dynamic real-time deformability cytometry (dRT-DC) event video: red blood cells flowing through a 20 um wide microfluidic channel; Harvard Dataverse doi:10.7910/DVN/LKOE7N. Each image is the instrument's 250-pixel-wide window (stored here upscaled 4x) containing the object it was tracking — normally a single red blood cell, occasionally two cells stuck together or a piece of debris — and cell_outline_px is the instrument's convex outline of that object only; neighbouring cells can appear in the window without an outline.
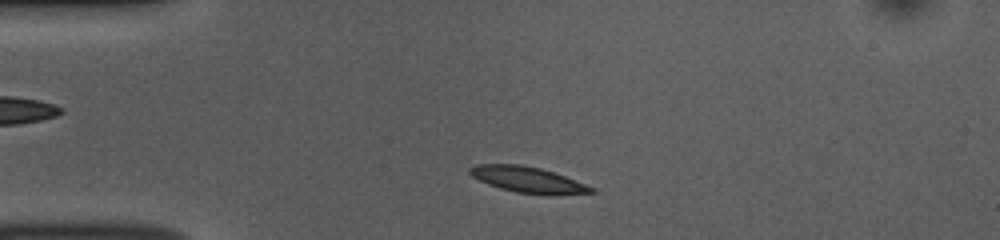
{"species": "common noctule bat (a hibernating species)", "species_latin": "Nyctalus noctula", "temperature_condition": "room temperature", "stored_images_in_passage": 44, "camera_frame_rate_fps": 3000, "um_per_image_px": 0.085, "animal": {"sex": "female", "body_mass_g": 10.0, "forearm_length_mm": 53.1}, "frame": {"image": 1, "passage_image": 4, "time_ms": 1.0, "image_size_px": [1000, 240], "cell_outline_px": [[596, 192], [556, 196], [548, 196], [516, 192], [500, 188], [488, 184], [472, 176], [468, 172], [468, 168], [476, 164], [520, 164], [540, 168], [564, 176], [596, 188]], "centroid_in_image_um": [44.9, 15.29], "position_along_channel_um": 40.1, "area_um2": 18.55}}
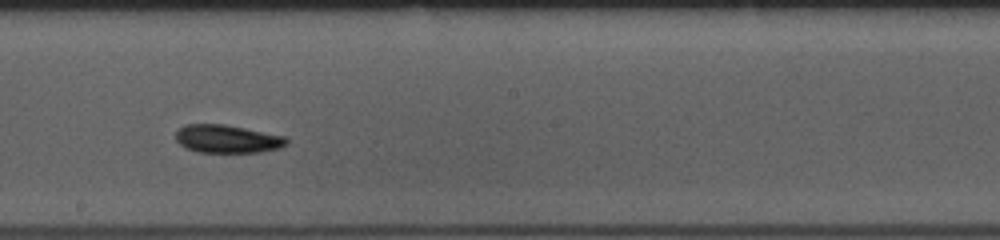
{"frame": {"image": 2, "passage_image": 21, "time_ms": 6.667, "image_size_px": [1000, 240], "cell_outline_px": [[288, 144], [280, 148], [260, 152], [196, 152], [180, 144], [176, 140], [176, 132], [184, 124], [224, 124], [284, 136], [288, 140]], "centroid_in_image_um": [19.32, 11.81], "position_along_channel_um": 228.9, "area_um2": 18.03}}
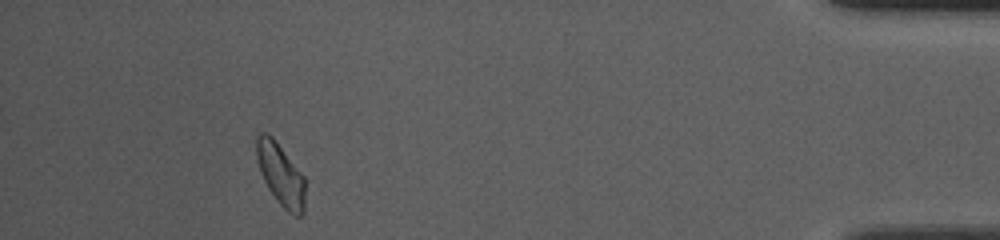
{"frame": {"image": 3, "passage_image": 40, "time_ms": 13.0, "image_size_px": [1000, 240], "cell_outline_px": [[304, 212], [300, 216], [292, 216], [280, 204], [268, 188], [260, 172], [256, 156], [256, 136], [260, 132], [268, 132], [276, 140], [304, 176]], "centroid_in_image_um": [23.84, 14.81], "position_along_channel_um": 411.4, "area_um2": 17.69}, "authors_computed_cell_mechanics": {"area_um2": 17.9758, "velocity_mm_per_s": 3.7958, "shape_relaxation_time_tau1_ms": 2.0639, "shape_relaxation_time_tau2_ms": null, "deformation_change_tau1": 0.0894, "deformation_change_tau2": null}}